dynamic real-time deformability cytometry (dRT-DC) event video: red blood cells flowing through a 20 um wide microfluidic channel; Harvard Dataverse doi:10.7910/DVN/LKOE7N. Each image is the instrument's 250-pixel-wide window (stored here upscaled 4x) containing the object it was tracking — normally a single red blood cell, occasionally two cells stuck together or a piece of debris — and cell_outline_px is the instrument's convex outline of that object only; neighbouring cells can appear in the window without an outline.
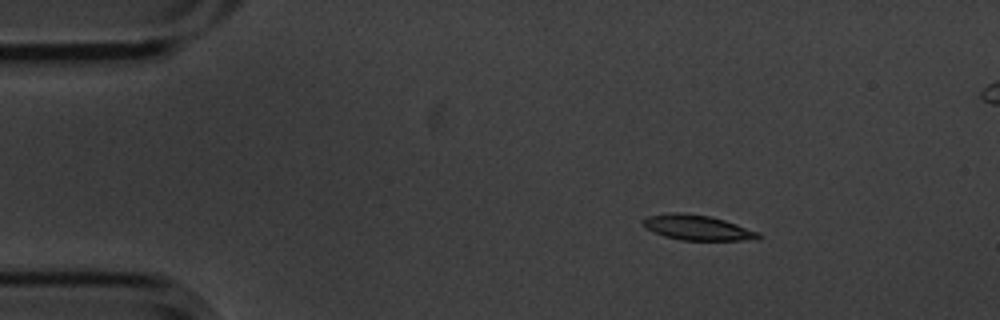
{"species": "common noctule bat (a hibernating species)", "species_latin": "Nyctalus noctula", "temperature_condition": "cold", "stored_images_in_passage": 4, "segment_of_instrument_passage": [1, 2], "camera_frame_rate_fps": 3000, "um_per_image_px": 0.085, "animal": {"sex": "male", "body_mass_g": 20.1, "forearm_length_mm": 53.5}, "frame": {"image": 1, "passage_image": 1, "time_ms": 0.0, "image_size_px": [1000, 320], "cell_outline_px": [[760, 236], [756, 240], [680, 240], [664, 236], [648, 228], [644, 224], [644, 220], [648, 216], [668, 212], [684, 212], [708, 216], [724, 220], [760, 232]], "centroid_in_image_um": [59.31, 19.34], "position_along_channel_um": 25.7, "area_um2": 16.7}}